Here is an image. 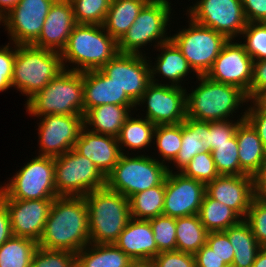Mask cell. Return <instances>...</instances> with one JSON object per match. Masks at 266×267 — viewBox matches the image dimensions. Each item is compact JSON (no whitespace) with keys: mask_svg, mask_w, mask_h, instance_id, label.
<instances>
[{"mask_svg":"<svg viewBox=\"0 0 266 267\" xmlns=\"http://www.w3.org/2000/svg\"><path fill=\"white\" fill-rule=\"evenodd\" d=\"M129 267H158L153 259L149 260H132Z\"/></svg>","mask_w":266,"mask_h":267,"instance_id":"cell-58","label":"cell"},{"mask_svg":"<svg viewBox=\"0 0 266 267\" xmlns=\"http://www.w3.org/2000/svg\"><path fill=\"white\" fill-rule=\"evenodd\" d=\"M186 16L203 27L222 33L229 40L240 37L247 25L242 0H197Z\"/></svg>","mask_w":266,"mask_h":267,"instance_id":"cell-12","label":"cell"},{"mask_svg":"<svg viewBox=\"0 0 266 267\" xmlns=\"http://www.w3.org/2000/svg\"><path fill=\"white\" fill-rule=\"evenodd\" d=\"M247 22H266V0H242Z\"/></svg>","mask_w":266,"mask_h":267,"instance_id":"cell-51","label":"cell"},{"mask_svg":"<svg viewBox=\"0 0 266 267\" xmlns=\"http://www.w3.org/2000/svg\"><path fill=\"white\" fill-rule=\"evenodd\" d=\"M90 243L88 207L84 197L54 198L38 246L78 253Z\"/></svg>","mask_w":266,"mask_h":267,"instance_id":"cell-1","label":"cell"},{"mask_svg":"<svg viewBox=\"0 0 266 267\" xmlns=\"http://www.w3.org/2000/svg\"><path fill=\"white\" fill-rule=\"evenodd\" d=\"M254 198L266 201V159L252 175Z\"/></svg>","mask_w":266,"mask_h":267,"instance_id":"cell-53","label":"cell"},{"mask_svg":"<svg viewBox=\"0 0 266 267\" xmlns=\"http://www.w3.org/2000/svg\"><path fill=\"white\" fill-rule=\"evenodd\" d=\"M245 220L261 247H266V201L254 198Z\"/></svg>","mask_w":266,"mask_h":267,"instance_id":"cell-44","label":"cell"},{"mask_svg":"<svg viewBox=\"0 0 266 267\" xmlns=\"http://www.w3.org/2000/svg\"><path fill=\"white\" fill-rule=\"evenodd\" d=\"M150 0H111L103 27L117 42L135 22L142 8Z\"/></svg>","mask_w":266,"mask_h":267,"instance_id":"cell-30","label":"cell"},{"mask_svg":"<svg viewBox=\"0 0 266 267\" xmlns=\"http://www.w3.org/2000/svg\"><path fill=\"white\" fill-rule=\"evenodd\" d=\"M74 149L91 160L105 177L112 172L122 154L117 137L94 133L85 127L82 128Z\"/></svg>","mask_w":266,"mask_h":267,"instance_id":"cell-22","label":"cell"},{"mask_svg":"<svg viewBox=\"0 0 266 267\" xmlns=\"http://www.w3.org/2000/svg\"><path fill=\"white\" fill-rule=\"evenodd\" d=\"M15 57L16 44L8 42L7 45L0 46V93L12 88L11 82Z\"/></svg>","mask_w":266,"mask_h":267,"instance_id":"cell-46","label":"cell"},{"mask_svg":"<svg viewBox=\"0 0 266 267\" xmlns=\"http://www.w3.org/2000/svg\"><path fill=\"white\" fill-rule=\"evenodd\" d=\"M187 18L188 26L182 27L172 36L170 34V40L185 56L196 75H206L229 39Z\"/></svg>","mask_w":266,"mask_h":267,"instance_id":"cell-10","label":"cell"},{"mask_svg":"<svg viewBox=\"0 0 266 267\" xmlns=\"http://www.w3.org/2000/svg\"><path fill=\"white\" fill-rule=\"evenodd\" d=\"M211 155L219 175H247L240 168L236 135L227 143L217 145V149H214Z\"/></svg>","mask_w":266,"mask_h":267,"instance_id":"cell-39","label":"cell"},{"mask_svg":"<svg viewBox=\"0 0 266 267\" xmlns=\"http://www.w3.org/2000/svg\"><path fill=\"white\" fill-rule=\"evenodd\" d=\"M210 152V122L186 117L182 122V144L175 160L171 163L178 172L198 153Z\"/></svg>","mask_w":266,"mask_h":267,"instance_id":"cell-26","label":"cell"},{"mask_svg":"<svg viewBox=\"0 0 266 267\" xmlns=\"http://www.w3.org/2000/svg\"><path fill=\"white\" fill-rule=\"evenodd\" d=\"M26 103L30 116L84 115L83 72L63 69Z\"/></svg>","mask_w":266,"mask_h":267,"instance_id":"cell-5","label":"cell"},{"mask_svg":"<svg viewBox=\"0 0 266 267\" xmlns=\"http://www.w3.org/2000/svg\"><path fill=\"white\" fill-rule=\"evenodd\" d=\"M251 101L261 110L266 111V90L258 92Z\"/></svg>","mask_w":266,"mask_h":267,"instance_id":"cell-56","label":"cell"},{"mask_svg":"<svg viewBox=\"0 0 266 267\" xmlns=\"http://www.w3.org/2000/svg\"><path fill=\"white\" fill-rule=\"evenodd\" d=\"M37 123L39 153L58 157L72 150L84 127V115H46Z\"/></svg>","mask_w":266,"mask_h":267,"instance_id":"cell-14","label":"cell"},{"mask_svg":"<svg viewBox=\"0 0 266 267\" xmlns=\"http://www.w3.org/2000/svg\"><path fill=\"white\" fill-rule=\"evenodd\" d=\"M198 216L208 232L225 231L242 219L232 208L212 199L207 193L204 195Z\"/></svg>","mask_w":266,"mask_h":267,"instance_id":"cell-33","label":"cell"},{"mask_svg":"<svg viewBox=\"0 0 266 267\" xmlns=\"http://www.w3.org/2000/svg\"><path fill=\"white\" fill-rule=\"evenodd\" d=\"M38 242L12 235L0 246V267H31Z\"/></svg>","mask_w":266,"mask_h":267,"instance_id":"cell-36","label":"cell"},{"mask_svg":"<svg viewBox=\"0 0 266 267\" xmlns=\"http://www.w3.org/2000/svg\"><path fill=\"white\" fill-rule=\"evenodd\" d=\"M77 25L69 0H56L47 14L39 38L32 44L61 53Z\"/></svg>","mask_w":266,"mask_h":267,"instance_id":"cell-21","label":"cell"},{"mask_svg":"<svg viewBox=\"0 0 266 267\" xmlns=\"http://www.w3.org/2000/svg\"><path fill=\"white\" fill-rule=\"evenodd\" d=\"M240 168L248 175H253L266 159V149L257 131L245 119L236 130Z\"/></svg>","mask_w":266,"mask_h":267,"instance_id":"cell-28","label":"cell"},{"mask_svg":"<svg viewBox=\"0 0 266 267\" xmlns=\"http://www.w3.org/2000/svg\"><path fill=\"white\" fill-rule=\"evenodd\" d=\"M239 39L238 42L236 39V42L234 39L228 40L205 76L215 82L236 86L248 94L252 82L253 60Z\"/></svg>","mask_w":266,"mask_h":267,"instance_id":"cell-18","label":"cell"},{"mask_svg":"<svg viewBox=\"0 0 266 267\" xmlns=\"http://www.w3.org/2000/svg\"><path fill=\"white\" fill-rule=\"evenodd\" d=\"M55 188L58 196L84 197L105 187L106 177L74 148L55 157Z\"/></svg>","mask_w":266,"mask_h":267,"instance_id":"cell-11","label":"cell"},{"mask_svg":"<svg viewBox=\"0 0 266 267\" xmlns=\"http://www.w3.org/2000/svg\"><path fill=\"white\" fill-rule=\"evenodd\" d=\"M186 88L150 82L136 107L142 108L146 118L155 125L180 124L186 119Z\"/></svg>","mask_w":266,"mask_h":267,"instance_id":"cell-13","label":"cell"},{"mask_svg":"<svg viewBox=\"0 0 266 267\" xmlns=\"http://www.w3.org/2000/svg\"><path fill=\"white\" fill-rule=\"evenodd\" d=\"M131 262L115 244L89 243L76 253V267H129Z\"/></svg>","mask_w":266,"mask_h":267,"instance_id":"cell-32","label":"cell"},{"mask_svg":"<svg viewBox=\"0 0 266 267\" xmlns=\"http://www.w3.org/2000/svg\"><path fill=\"white\" fill-rule=\"evenodd\" d=\"M63 69L59 52L34 45H16L11 84L28 101Z\"/></svg>","mask_w":266,"mask_h":267,"instance_id":"cell-6","label":"cell"},{"mask_svg":"<svg viewBox=\"0 0 266 267\" xmlns=\"http://www.w3.org/2000/svg\"><path fill=\"white\" fill-rule=\"evenodd\" d=\"M264 90H266V60L253 61L252 82L247 94L249 101Z\"/></svg>","mask_w":266,"mask_h":267,"instance_id":"cell-50","label":"cell"},{"mask_svg":"<svg viewBox=\"0 0 266 267\" xmlns=\"http://www.w3.org/2000/svg\"><path fill=\"white\" fill-rule=\"evenodd\" d=\"M29 161L9 178V182L1 183L0 192L6 198L20 200L59 197L55 188L54 158L37 155Z\"/></svg>","mask_w":266,"mask_h":267,"instance_id":"cell-9","label":"cell"},{"mask_svg":"<svg viewBox=\"0 0 266 267\" xmlns=\"http://www.w3.org/2000/svg\"><path fill=\"white\" fill-rule=\"evenodd\" d=\"M77 24L103 25L111 0H69Z\"/></svg>","mask_w":266,"mask_h":267,"instance_id":"cell-38","label":"cell"},{"mask_svg":"<svg viewBox=\"0 0 266 267\" xmlns=\"http://www.w3.org/2000/svg\"><path fill=\"white\" fill-rule=\"evenodd\" d=\"M229 238L234 251L232 266L252 267L257 253L262 248L254 237L249 223L241 219L223 231Z\"/></svg>","mask_w":266,"mask_h":267,"instance_id":"cell-29","label":"cell"},{"mask_svg":"<svg viewBox=\"0 0 266 267\" xmlns=\"http://www.w3.org/2000/svg\"><path fill=\"white\" fill-rule=\"evenodd\" d=\"M149 220L131 218L114 243L132 260H149L158 254Z\"/></svg>","mask_w":266,"mask_h":267,"instance_id":"cell-25","label":"cell"},{"mask_svg":"<svg viewBox=\"0 0 266 267\" xmlns=\"http://www.w3.org/2000/svg\"><path fill=\"white\" fill-rule=\"evenodd\" d=\"M208 231L198 215L176 218V250L195 254L206 244Z\"/></svg>","mask_w":266,"mask_h":267,"instance_id":"cell-34","label":"cell"},{"mask_svg":"<svg viewBox=\"0 0 266 267\" xmlns=\"http://www.w3.org/2000/svg\"><path fill=\"white\" fill-rule=\"evenodd\" d=\"M252 267H266V247L259 250Z\"/></svg>","mask_w":266,"mask_h":267,"instance_id":"cell-57","label":"cell"},{"mask_svg":"<svg viewBox=\"0 0 266 267\" xmlns=\"http://www.w3.org/2000/svg\"><path fill=\"white\" fill-rule=\"evenodd\" d=\"M246 106L244 107L241 115L236 116L237 120H223V121H211L210 122V152L217 149V145L227 143L231 139L237 130L238 124L245 120ZM241 116V117H240Z\"/></svg>","mask_w":266,"mask_h":267,"instance_id":"cell-45","label":"cell"},{"mask_svg":"<svg viewBox=\"0 0 266 267\" xmlns=\"http://www.w3.org/2000/svg\"><path fill=\"white\" fill-rule=\"evenodd\" d=\"M19 2V0H0V19L8 14Z\"/></svg>","mask_w":266,"mask_h":267,"instance_id":"cell-55","label":"cell"},{"mask_svg":"<svg viewBox=\"0 0 266 267\" xmlns=\"http://www.w3.org/2000/svg\"><path fill=\"white\" fill-rule=\"evenodd\" d=\"M131 116L132 115L126 119L117 136V141L122 154H125V152H128L129 154L130 150L131 153L132 151L136 152V150H138V153L136 152V154H139V152H141L140 150L154 146L153 139L156 125L146 118L142 116L140 117L139 113L136 117Z\"/></svg>","mask_w":266,"mask_h":267,"instance_id":"cell-31","label":"cell"},{"mask_svg":"<svg viewBox=\"0 0 266 267\" xmlns=\"http://www.w3.org/2000/svg\"><path fill=\"white\" fill-rule=\"evenodd\" d=\"M84 114L104 104L136 106L111 78L100 69L83 72Z\"/></svg>","mask_w":266,"mask_h":267,"instance_id":"cell-24","label":"cell"},{"mask_svg":"<svg viewBox=\"0 0 266 267\" xmlns=\"http://www.w3.org/2000/svg\"><path fill=\"white\" fill-rule=\"evenodd\" d=\"M56 0H19L2 20L10 42L32 45L42 31L47 14Z\"/></svg>","mask_w":266,"mask_h":267,"instance_id":"cell-15","label":"cell"},{"mask_svg":"<svg viewBox=\"0 0 266 267\" xmlns=\"http://www.w3.org/2000/svg\"><path fill=\"white\" fill-rule=\"evenodd\" d=\"M155 49L161 52L157 54L154 65H152L153 62L149 58L151 82L165 84L167 80L169 83L167 82L166 84L168 85L185 88L181 83L183 80L189 79V77L187 78L188 75L193 72V76H198L194 75L195 72L190 67L187 59L171 40L160 44ZM157 76L164 78L165 81L161 83L162 81L158 80Z\"/></svg>","mask_w":266,"mask_h":267,"instance_id":"cell-23","label":"cell"},{"mask_svg":"<svg viewBox=\"0 0 266 267\" xmlns=\"http://www.w3.org/2000/svg\"><path fill=\"white\" fill-rule=\"evenodd\" d=\"M253 61L266 60V22H247L240 36Z\"/></svg>","mask_w":266,"mask_h":267,"instance_id":"cell-40","label":"cell"},{"mask_svg":"<svg viewBox=\"0 0 266 267\" xmlns=\"http://www.w3.org/2000/svg\"><path fill=\"white\" fill-rule=\"evenodd\" d=\"M206 245L225 262L226 265H232L234 251L228 236L223 232H208Z\"/></svg>","mask_w":266,"mask_h":267,"instance_id":"cell-47","label":"cell"},{"mask_svg":"<svg viewBox=\"0 0 266 267\" xmlns=\"http://www.w3.org/2000/svg\"><path fill=\"white\" fill-rule=\"evenodd\" d=\"M118 52V42L103 25L77 24L60 54L65 70L85 72L101 69Z\"/></svg>","mask_w":266,"mask_h":267,"instance_id":"cell-3","label":"cell"},{"mask_svg":"<svg viewBox=\"0 0 266 267\" xmlns=\"http://www.w3.org/2000/svg\"><path fill=\"white\" fill-rule=\"evenodd\" d=\"M153 260L158 267H196L193 254L177 250L160 252Z\"/></svg>","mask_w":266,"mask_h":267,"instance_id":"cell-48","label":"cell"},{"mask_svg":"<svg viewBox=\"0 0 266 267\" xmlns=\"http://www.w3.org/2000/svg\"><path fill=\"white\" fill-rule=\"evenodd\" d=\"M31 267H76V254L38 246L33 255Z\"/></svg>","mask_w":266,"mask_h":267,"instance_id":"cell-43","label":"cell"},{"mask_svg":"<svg viewBox=\"0 0 266 267\" xmlns=\"http://www.w3.org/2000/svg\"><path fill=\"white\" fill-rule=\"evenodd\" d=\"M90 243L114 244L131 219L129 199L107 186L84 196Z\"/></svg>","mask_w":266,"mask_h":267,"instance_id":"cell-4","label":"cell"},{"mask_svg":"<svg viewBox=\"0 0 266 267\" xmlns=\"http://www.w3.org/2000/svg\"><path fill=\"white\" fill-rule=\"evenodd\" d=\"M196 78V88L186 92V117L209 122L234 120V113L245 103L249 105L247 94L238 87L215 82L205 75Z\"/></svg>","mask_w":266,"mask_h":267,"instance_id":"cell-2","label":"cell"},{"mask_svg":"<svg viewBox=\"0 0 266 267\" xmlns=\"http://www.w3.org/2000/svg\"><path fill=\"white\" fill-rule=\"evenodd\" d=\"M168 167L162 215L179 218L198 215L206 185Z\"/></svg>","mask_w":266,"mask_h":267,"instance_id":"cell-17","label":"cell"},{"mask_svg":"<svg viewBox=\"0 0 266 267\" xmlns=\"http://www.w3.org/2000/svg\"><path fill=\"white\" fill-rule=\"evenodd\" d=\"M153 144L158 150L155 159L169 167L178 155L182 144V123L169 125H156ZM159 158V159H158Z\"/></svg>","mask_w":266,"mask_h":267,"instance_id":"cell-37","label":"cell"},{"mask_svg":"<svg viewBox=\"0 0 266 267\" xmlns=\"http://www.w3.org/2000/svg\"><path fill=\"white\" fill-rule=\"evenodd\" d=\"M158 254L164 251H176V218L160 215L149 219Z\"/></svg>","mask_w":266,"mask_h":267,"instance_id":"cell-42","label":"cell"},{"mask_svg":"<svg viewBox=\"0 0 266 267\" xmlns=\"http://www.w3.org/2000/svg\"><path fill=\"white\" fill-rule=\"evenodd\" d=\"M165 180L155 187L138 192L129 198L131 218L149 220L162 215Z\"/></svg>","mask_w":266,"mask_h":267,"instance_id":"cell-35","label":"cell"},{"mask_svg":"<svg viewBox=\"0 0 266 267\" xmlns=\"http://www.w3.org/2000/svg\"><path fill=\"white\" fill-rule=\"evenodd\" d=\"M0 200L8 209L12 234L38 242L54 199H11L0 192Z\"/></svg>","mask_w":266,"mask_h":267,"instance_id":"cell-19","label":"cell"},{"mask_svg":"<svg viewBox=\"0 0 266 267\" xmlns=\"http://www.w3.org/2000/svg\"><path fill=\"white\" fill-rule=\"evenodd\" d=\"M196 267H226L227 265L221 260L214 251L208 246L203 245L195 254Z\"/></svg>","mask_w":266,"mask_h":267,"instance_id":"cell-52","label":"cell"},{"mask_svg":"<svg viewBox=\"0 0 266 267\" xmlns=\"http://www.w3.org/2000/svg\"><path fill=\"white\" fill-rule=\"evenodd\" d=\"M137 111L136 106L99 105L84 114V127L89 131L117 137L126 119Z\"/></svg>","mask_w":266,"mask_h":267,"instance_id":"cell-27","label":"cell"},{"mask_svg":"<svg viewBox=\"0 0 266 267\" xmlns=\"http://www.w3.org/2000/svg\"><path fill=\"white\" fill-rule=\"evenodd\" d=\"M148 56L118 52L100 70L136 104L151 82Z\"/></svg>","mask_w":266,"mask_h":267,"instance_id":"cell-16","label":"cell"},{"mask_svg":"<svg viewBox=\"0 0 266 267\" xmlns=\"http://www.w3.org/2000/svg\"><path fill=\"white\" fill-rule=\"evenodd\" d=\"M132 154H121L106 177V186L128 199L138 192L160 185L168 174V166L157 161L153 155Z\"/></svg>","mask_w":266,"mask_h":267,"instance_id":"cell-8","label":"cell"},{"mask_svg":"<svg viewBox=\"0 0 266 267\" xmlns=\"http://www.w3.org/2000/svg\"><path fill=\"white\" fill-rule=\"evenodd\" d=\"M206 193L219 202L232 208L245 219L254 199L251 175H219L206 185Z\"/></svg>","mask_w":266,"mask_h":267,"instance_id":"cell-20","label":"cell"},{"mask_svg":"<svg viewBox=\"0 0 266 267\" xmlns=\"http://www.w3.org/2000/svg\"><path fill=\"white\" fill-rule=\"evenodd\" d=\"M11 224L8 209L0 200V246L5 243L11 236Z\"/></svg>","mask_w":266,"mask_h":267,"instance_id":"cell-54","label":"cell"},{"mask_svg":"<svg viewBox=\"0 0 266 267\" xmlns=\"http://www.w3.org/2000/svg\"><path fill=\"white\" fill-rule=\"evenodd\" d=\"M169 1L150 0L142 8L135 22L118 41V51L120 53L146 56L148 53L144 49H146L147 45L151 44L150 46H152L154 43L153 48H156L170 40L167 31L171 24L169 22H171L170 19L172 18L171 5L173 4H171L172 1Z\"/></svg>","mask_w":266,"mask_h":267,"instance_id":"cell-7","label":"cell"},{"mask_svg":"<svg viewBox=\"0 0 266 267\" xmlns=\"http://www.w3.org/2000/svg\"><path fill=\"white\" fill-rule=\"evenodd\" d=\"M179 172L184 176L193 178L207 185L219 176L211 152L204 151L198 153Z\"/></svg>","mask_w":266,"mask_h":267,"instance_id":"cell-41","label":"cell"},{"mask_svg":"<svg viewBox=\"0 0 266 267\" xmlns=\"http://www.w3.org/2000/svg\"><path fill=\"white\" fill-rule=\"evenodd\" d=\"M249 102L251 105L246 107L245 119L257 131L266 149V111H261L251 100Z\"/></svg>","mask_w":266,"mask_h":267,"instance_id":"cell-49","label":"cell"}]
</instances>
